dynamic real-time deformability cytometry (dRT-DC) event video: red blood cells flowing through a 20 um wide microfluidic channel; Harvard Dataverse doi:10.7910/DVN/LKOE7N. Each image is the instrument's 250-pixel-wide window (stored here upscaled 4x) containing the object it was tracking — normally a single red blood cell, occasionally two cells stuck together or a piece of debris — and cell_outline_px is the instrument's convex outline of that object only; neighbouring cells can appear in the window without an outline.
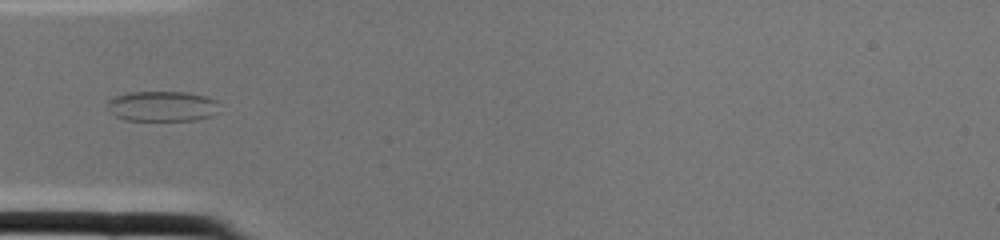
{"species": "common noctule bat (a hibernating species)", "species_latin": "Nyctalus noctula", "temperature_condition": "cold", "stored_images_in_passage": 2, "camera_frame_rate_fps": 3000, "um_per_image_px": 0.085, "animal": {"sex": "female", "body_mass_g": 22.0, "forearm_length_mm": 56.7}, "frame": {"image": 1, "passage_image": 2, "time_ms": 0.333, "image_size_px": [1000, 240], "cell_outline_px": [[216, 100], [212, 116], [196, 120], [124, 120], [116, 116], [112, 112], [108, 104], [108, 100], [116, 96], [132, 92], [184, 92], [208, 96]], "centroid_in_image_um": [13.77, 9.03], "position_along_channel_um": 71.2, "area_um2": 19.36}}